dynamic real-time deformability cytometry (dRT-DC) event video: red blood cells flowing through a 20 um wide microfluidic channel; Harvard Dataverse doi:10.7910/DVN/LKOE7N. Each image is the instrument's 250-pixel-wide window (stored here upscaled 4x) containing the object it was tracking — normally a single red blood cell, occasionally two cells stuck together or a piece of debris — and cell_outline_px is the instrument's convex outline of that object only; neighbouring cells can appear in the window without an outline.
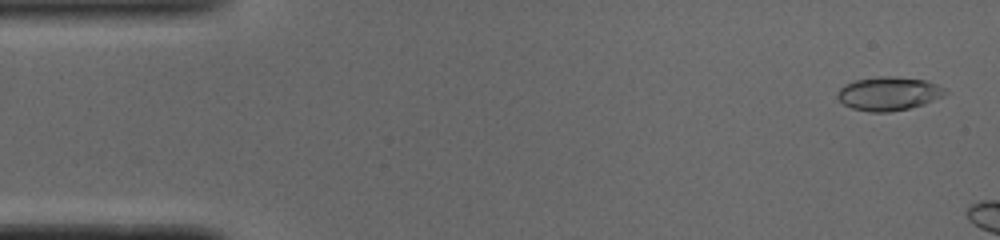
{"species": "common noctule bat (a hibernating species)", "species_latin": "Nyctalus noctula", "temperature_condition": "cold", "stored_images_in_passage": 10, "camera_frame_rate_fps": 3000, "um_per_image_px": 0.085, "animal": {"sex": "male", "body_mass_g": 19.0, "forearm_length_mm": 50.8}, "frame": {"image": 1, "passage_image": 2, "time_ms": 0.333, "image_size_px": [1000, 240], "cell_outline_px": [[948, 92], [944, 96], [924, 104], [908, 108], [888, 112], [868, 112], [852, 108], [844, 104], [836, 96], [836, 92], [844, 84], [856, 80], [880, 76], [896, 76], [924, 80], [936, 84], [944, 88]], "centroid_in_image_um": [75.52, 7.95], "position_along_channel_um": 9.5, "area_um2": 21.15}}